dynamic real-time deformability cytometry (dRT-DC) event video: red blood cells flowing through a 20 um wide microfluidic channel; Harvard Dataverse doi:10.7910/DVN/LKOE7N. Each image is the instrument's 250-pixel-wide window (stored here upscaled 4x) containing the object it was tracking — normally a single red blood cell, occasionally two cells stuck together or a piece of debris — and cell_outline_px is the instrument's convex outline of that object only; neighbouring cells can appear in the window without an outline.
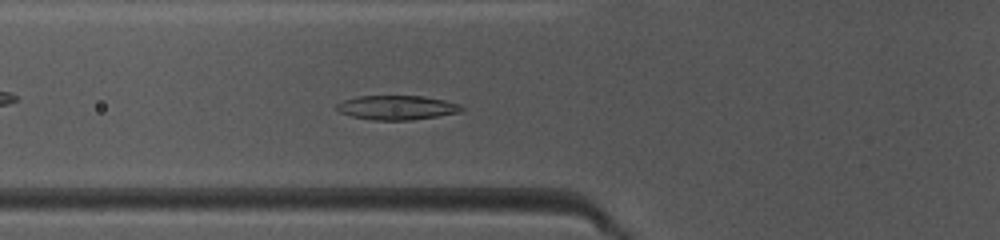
{"species": "common noctule bat (a hibernating species)", "species_latin": "Nyctalus noctula", "temperature_condition": "warm", "stored_images_in_passage": 37, "camera_frame_rate_fps": 3000, "um_per_image_px": 0.085, "animal": {"sex": "female", "body_mass_g": 10.0, "forearm_length_mm": 53.1}, "frame": {"image": 1, "passage_image": 6, "time_ms": 1.667, "image_size_px": [1000, 240], "cell_outline_px": [[464, 108], [460, 112], [412, 120], [372, 120], [352, 116], [340, 112], [336, 108], [336, 104], [344, 100], [360, 96], [424, 96], [444, 100], [460, 104]], "centroid_in_image_um": [33.74, 9.14], "position_along_channel_um": 92.1, "area_um2": 17.57}}
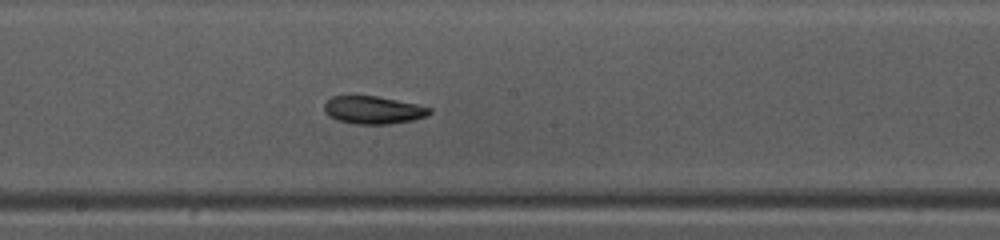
{"frame": {"image": 2, "passage_image": 15, "time_ms": 4.667, "image_size_px": [1000, 240], "cell_outline_px": [[432, 112], [424, 116], [412, 120], [388, 124], [356, 124], [336, 120], [324, 112], [324, 104], [332, 96], [376, 96], [416, 104], [432, 108]], "centroid_in_image_um": [31.7, 9.35], "position_along_channel_um": 216.5, "area_um2": 16.88}}
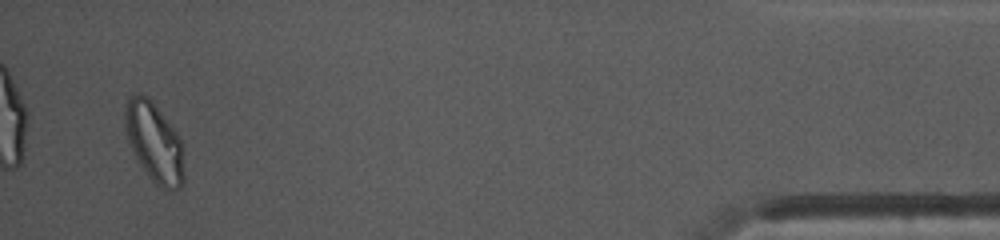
{"frame": {"image": 3, "passage_image": 35, "time_ms": 11.333, "image_size_px": [1000, 240], "cell_outline_px": [[184, 180], [180, 188], [172, 192], [160, 188], [152, 180], [140, 164], [128, 140], [124, 124], [124, 104], [128, 96], [148, 96], [152, 100], [176, 132], [184, 148]], "centroid_in_image_um": [13.14, 12.13], "position_along_channel_um": 422.1, "area_um2": 27.51}, "authors_computed_cell_mechanics": {"area_um2": 17.5712, "velocity_mm_per_s": 4.1277, "shape_relaxation_time_tau1_ms": 5.3561, "shape_relaxation_time_tau2_ms": 5.5777, "deformation_change_tau1": 0.1839, "deformation_change_tau2": 0.1155}}